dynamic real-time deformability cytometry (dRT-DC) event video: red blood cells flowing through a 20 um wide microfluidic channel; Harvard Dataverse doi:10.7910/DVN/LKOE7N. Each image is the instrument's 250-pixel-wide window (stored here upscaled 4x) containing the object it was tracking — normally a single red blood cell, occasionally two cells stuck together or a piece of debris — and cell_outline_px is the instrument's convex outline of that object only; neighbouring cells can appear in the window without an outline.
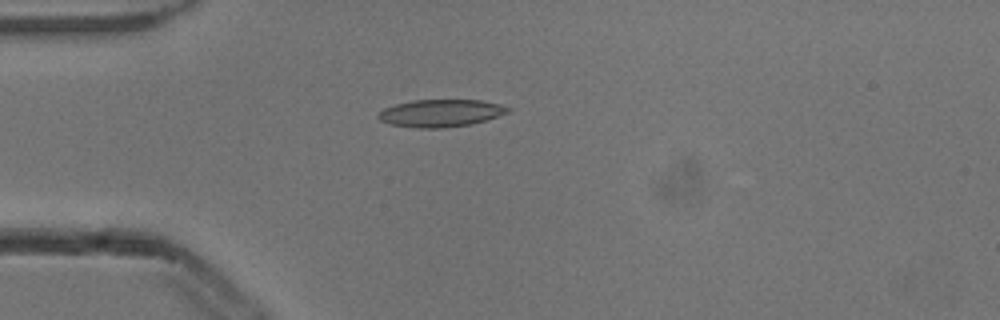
{"species": "common noctule bat (a hibernating species)", "species_latin": "Nyctalus noctula", "temperature_condition": "cold", "stored_images_in_passage": 5, "camera_frame_rate_fps": 3000, "um_per_image_px": 0.085, "animal": {"sex": "male", "body_mass_g": 13.3}, "frame": {"image": 1, "passage_image": 4, "time_ms": 1.0, "image_size_px": [1000, 320], "cell_outline_px": [[512, 108], [508, 112], [472, 124], [440, 128], [420, 128], [392, 124], [380, 120], [376, 116], [384, 108], [396, 104], [412, 100], [480, 100]], "centroid_in_image_um": [37.43, 9.61], "position_along_channel_um": 47.6, "area_um2": 20.35}}